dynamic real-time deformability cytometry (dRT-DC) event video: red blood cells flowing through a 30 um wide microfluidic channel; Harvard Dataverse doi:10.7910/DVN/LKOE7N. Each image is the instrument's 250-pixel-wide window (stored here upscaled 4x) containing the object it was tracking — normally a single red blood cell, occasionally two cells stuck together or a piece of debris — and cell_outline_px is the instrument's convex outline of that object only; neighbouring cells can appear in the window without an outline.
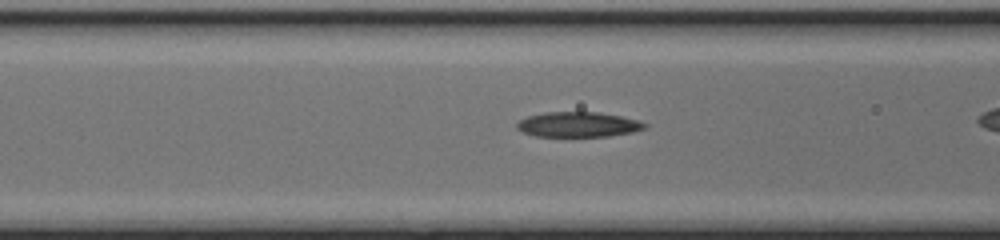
{"species": "common noctule bat (a hibernating species)", "species_latin": "Nyctalus noctula", "temperature_condition": "cold", "stored_images_in_passage": 29, "camera_frame_rate_fps": 3000, "um_per_image_px": 0.085, "animal": {"sex": "female", "body_mass_g": 17.0, "forearm_length_mm": 48.0}, "frame": {"image": 1, "passage_image": 9, "time_ms": 2.667, "image_size_px": [1000, 240], "cell_outline_px": [[648, 128], [632, 132], [608, 136], [536, 136], [524, 132], [516, 128], [516, 124], [520, 120], [528, 116], [544, 112], [600, 112], [640, 120], [648, 124]], "centroid_in_image_um": [49.19, 10.57], "position_along_channel_um": 117.4, "area_um2": 18.73}}
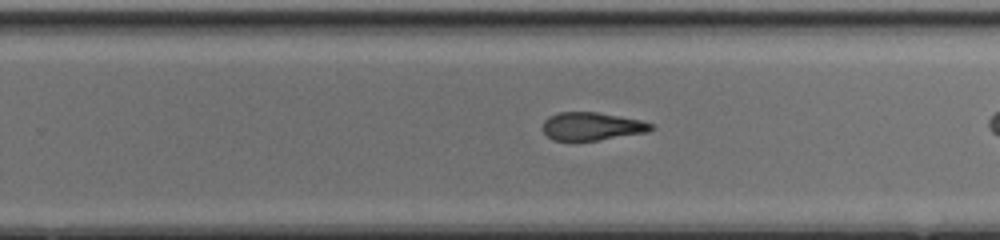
{"frame": {"image": 2, "passage_image": 21, "time_ms": 6.667, "image_size_px": [1000, 240], "cell_outline_px": [[656, 128], [648, 132], [596, 140], [552, 140], [544, 132], [544, 120], [548, 116], [560, 112], [596, 112], [640, 120], [652, 124]], "centroid_in_image_um": [50.32, 10.73], "position_along_channel_um": 279.5, "area_um2": 17.46}}